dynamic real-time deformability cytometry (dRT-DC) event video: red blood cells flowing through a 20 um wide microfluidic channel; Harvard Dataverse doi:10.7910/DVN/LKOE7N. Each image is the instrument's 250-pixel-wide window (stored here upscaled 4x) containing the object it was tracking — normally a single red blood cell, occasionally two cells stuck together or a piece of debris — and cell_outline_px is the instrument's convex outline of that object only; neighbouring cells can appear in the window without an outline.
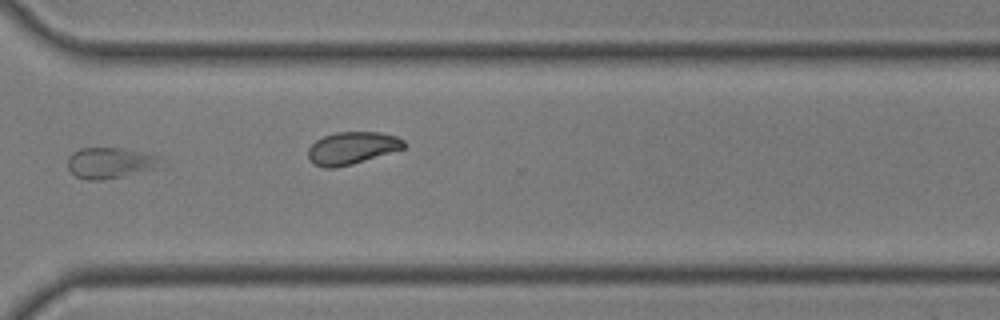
{"species": "common noctule bat (a hibernating species)", "species_latin": "Nyctalus noctula", "temperature_condition": "room temperature", "stored_images_in_passage": 37, "camera_frame_rate_fps": 3000, "um_per_image_px": 0.085, "animal": {"sex": "male", "body_mass_g": 19.0, "forearm_length_mm": 50.8}, "frame": {"image": 1, "passage_image": 27, "time_ms": 8.667, "image_size_px": [1000, 320], "cell_outline_px": [[164, 168], [104, 180], [88, 180], [76, 176], [68, 168], [68, 156], [72, 152], [80, 148], [120, 148], [160, 156]], "centroid_in_image_um": [9.43, 13.86], "position_along_channel_um": 361.2, "area_um2": 17.11}}